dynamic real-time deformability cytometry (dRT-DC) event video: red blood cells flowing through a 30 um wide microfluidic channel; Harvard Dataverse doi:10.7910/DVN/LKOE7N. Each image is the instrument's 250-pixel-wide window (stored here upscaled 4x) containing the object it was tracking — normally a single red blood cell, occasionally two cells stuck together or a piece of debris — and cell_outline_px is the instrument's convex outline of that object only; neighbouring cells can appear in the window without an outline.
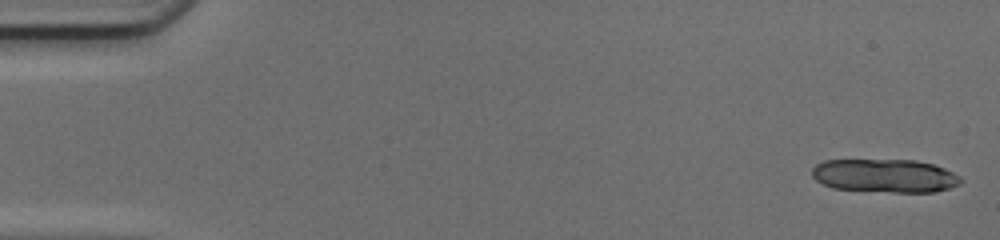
{"species": "common noctule bat (a hibernating species)", "species_latin": "Nyctalus noctula", "temperature_condition": "cold", "stored_images_in_passage": 35, "segment_of_instrument_passage": [1, 2], "camera_frame_rate_fps": 3000, "um_per_image_px": 0.085, "animal": {"sex": "female", "body_mass_g": 17.0, "forearm_length_mm": 48.0}, "frame": {"image": 1, "passage_image": 1, "time_ms": 0.0, "image_size_px": [1000, 240], "cell_outline_px": [[964, 180], [960, 184], [936, 192], [892, 192], [832, 188], [816, 180], [812, 176], [812, 168], [816, 164], [824, 160], [916, 160], [932, 164], [944, 168], [960, 176]], "centroid_in_image_um": [75.22, 14.94], "position_along_channel_um": 9.8, "area_um2": 29.02}}